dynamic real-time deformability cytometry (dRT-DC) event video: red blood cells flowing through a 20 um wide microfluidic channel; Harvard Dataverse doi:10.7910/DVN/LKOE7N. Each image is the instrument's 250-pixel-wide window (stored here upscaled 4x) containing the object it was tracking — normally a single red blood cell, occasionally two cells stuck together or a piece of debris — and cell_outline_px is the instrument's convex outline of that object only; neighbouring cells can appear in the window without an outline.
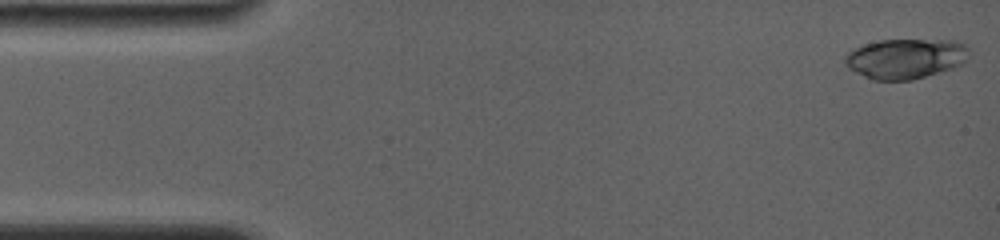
{"species": "common noctule bat (a hibernating species)", "species_latin": "Nyctalus noctula", "temperature_condition": "room temperature", "stored_images_in_passage": 18, "camera_frame_rate_fps": 4000, "um_per_image_px": 0.085, "animal": {"sex": "female", "body_mass_g": 19.0, "forearm_length_mm": 56.7}, "frame": {"image": 1, "passage_image": 1, "time_ms": 0.0, "image_size_px": [1000, 240], "cell_outline_px": [[968, 52], [964, 64], [952, 68], [912, 80], [872, 80], [848, 68], [844, 64], [844, 56], [848, 52], [864, 44], [880, 40], [952, 40], [964, 44], [968, 48]], "centroid_in_image_um": [76.95, 4.98], "position_along_channel_um": 8.1, "area_um2": 28.9}}
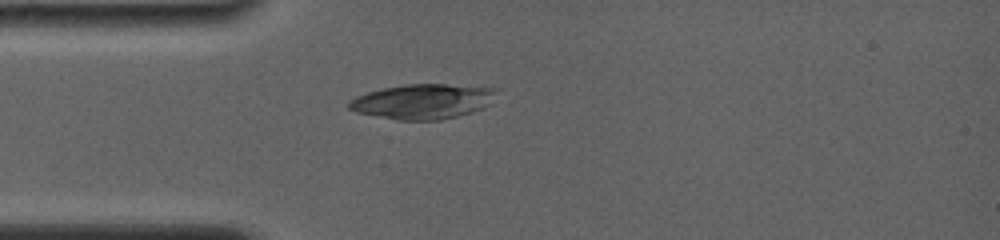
{"frame": {"image": 2, "passage_image": 16, "time_ms": 4.0, "image_size_px": [1000, 240], "cell_outline_px": [[496, 92], [492, 104], [456, 116], [440, 120], [396, 120], [356, 112], [348, 108], [348, 100], [356, 96], [368, 92], [384, 88], [408, 84], [448, 84], [492, 88]], "centroid_in_image_um": [35.89, 8.62], "position_along_channel_um": 49.1, "area_um2": 29.77}}